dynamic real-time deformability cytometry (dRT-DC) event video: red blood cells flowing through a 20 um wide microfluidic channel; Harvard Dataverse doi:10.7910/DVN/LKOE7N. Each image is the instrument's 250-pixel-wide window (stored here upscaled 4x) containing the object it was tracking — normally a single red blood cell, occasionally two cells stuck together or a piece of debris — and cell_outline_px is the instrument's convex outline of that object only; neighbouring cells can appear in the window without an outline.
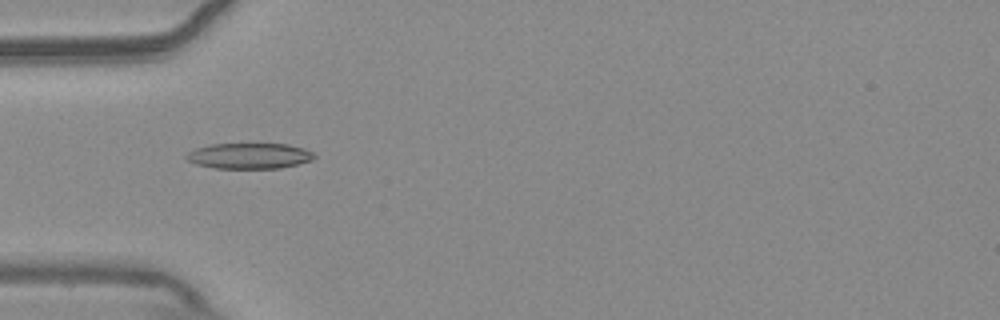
{"species": "common noctule bat (a hibernating species)", "species_latin": "Nyctalus noctula", "temperature_condition": "warm", "stored_images_in_passage": 55, "camera_frame_rate_fps": 3000, "um_per_image_px": 0.085, "animal": {"sex": "male", "body_mass_g": 20.4}, "frame": {"image": 1, "passage_image": 18, "time_ms": 5.667, "image_size_px": [1000, 320], "cell_outline_px": [[316, 156], [312, 160], [280, 168], [216, 168], [196, 164], [188, 160], [184, 156], [188, 152], [196, 148], [208, 144], [288, 144], [304, 148], [312, 152]], "centroid_in_image_um": [21.18, 13.24], "position_along_channel_um": 63.8, "area_um2": 19.07}}
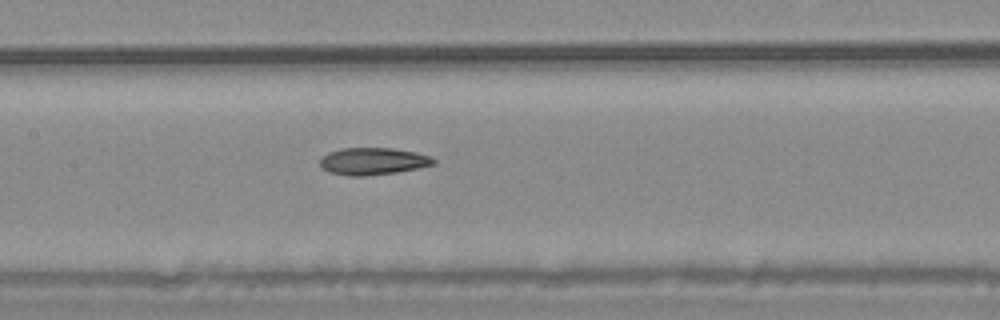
{"frame": {"image": 2, "passage_image": 27, "time_ms": 8.667, "image_size_px": [1000, 320], "cell_outline_px": [[436, 164], [420, 168], [396, 172], [364, 176], [348, 176], [328, 172], [320, 168], [320, 160], [328, 152], [340, 148], [392, 148], [416, 152], [428, 156], [436, 160]], "centroid_in_image_um": [31.68, 13.71], "position_along_channel_um": 175.7, "area_um2": 18.09}}
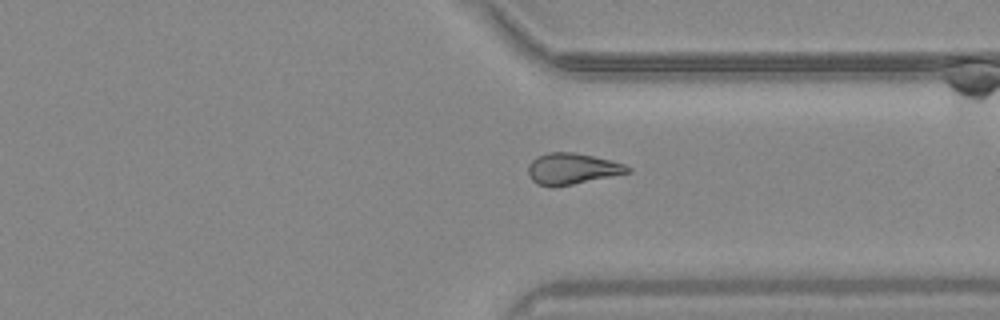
{"frame": {"image": 3, "passage_image": 42, "time_ms": 13.667, "image_size_px": [1000, 320], "cell_outline_px": [[632, 172], [552, 188], [536, 184], [528, 176], [528, 164], [536, 156], [548, 152], [572, 152], [612, 160], [624, 164], [632, 168]], "centroid_in_image_um": [48.6, 14.35], "position_along_channel_um": 362.8, "area_um2": 18.26}, "authors_computed_cell_mechanics": {"area_um2": 18.5538, "velocity_mm_per_s": 3.7383, "shape_relaxation_time_tau1_ms": 9.0511, "shape_relaxation_time_tau2_ms": 5.9987, "deformation_change_tau1": 0.1993, "deformation_change_tau2": 0.1489}}